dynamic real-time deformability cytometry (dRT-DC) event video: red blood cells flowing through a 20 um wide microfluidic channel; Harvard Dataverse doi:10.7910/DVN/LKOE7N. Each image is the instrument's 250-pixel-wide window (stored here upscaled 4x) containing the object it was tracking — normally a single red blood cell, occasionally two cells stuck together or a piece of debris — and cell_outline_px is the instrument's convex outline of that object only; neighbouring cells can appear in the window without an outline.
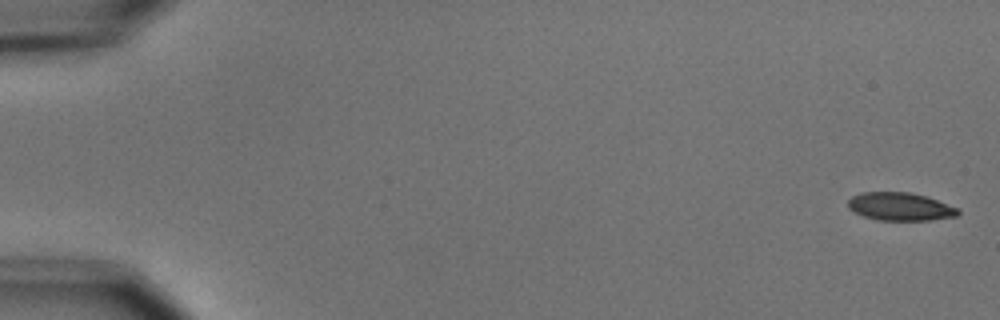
{"species": "common noctule bat (a hibernating species)", "species_latin": "Nyctalus noctula", "temperature_condition": "cold", "stored_images_in_passage": 6, "camera_frame_rate_fps": 3000, "um_per_image_px": 0.085, "animal": {"sex": "male", "body_mass_g": 15.6}, "frame": {"image": 1, "passage_image": 1, "time_ms": 0.0, "image_size_px": [1000, 320], "cell_outline_px": [[960, 212], [956, 216], [932, 220], [876, 220], [852, 212], [848, 208], [848, 200], [852, 196], [860, 192], [908, 192], [924, 196], [960, 208]], "centroid_in_image_um": [76.49, 17.56], "position_along_channel_um": 8.5, "area_um2": 18.03}}